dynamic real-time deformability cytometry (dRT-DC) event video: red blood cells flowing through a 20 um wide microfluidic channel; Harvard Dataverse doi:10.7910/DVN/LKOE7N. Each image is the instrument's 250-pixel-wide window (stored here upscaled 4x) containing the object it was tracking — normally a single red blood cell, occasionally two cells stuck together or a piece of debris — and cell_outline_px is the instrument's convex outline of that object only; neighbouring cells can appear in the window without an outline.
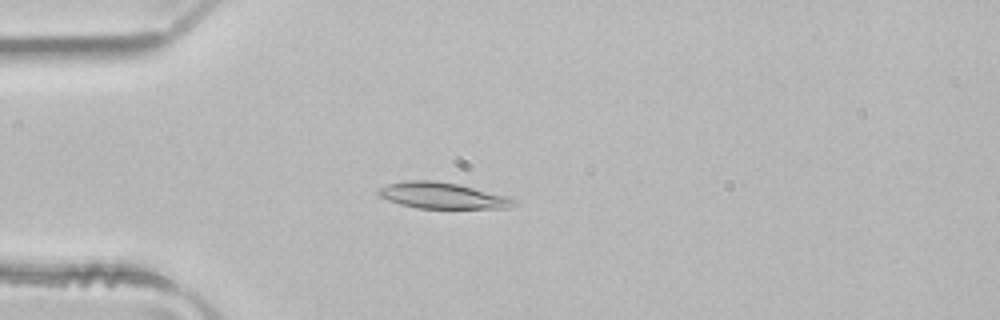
{"species": "common noctule bat (a hibernating species)", "species_latin": "Nyctalus noctula", "temperature_condition": "room temperature", "stored_images_in_passage": 3, "camera_frame_rate_fps": 3000, "um_per_image_px": 0.085, "animal": {"sex": "male", "body_mass_g": 21.5, "forearm_length_mm": 52.0}, "frame": {"image": 1, "passage_image": 3, "time_ms": 0.667, "image_size_px": [1000, 320], "cell_outline_px": [[520, 204], [508, 208], [416, 208], [400, 204], [388, 200], [380, 196], [376, 192], [380, 188], [388, 184], [404, 180], [436, 180], [456, 184], [508, 196], [520, 200]], "centroid_in_image_um": [37.66, 16.63], "position_along_channel_um": 47.3, "area_um2": 20.75}}